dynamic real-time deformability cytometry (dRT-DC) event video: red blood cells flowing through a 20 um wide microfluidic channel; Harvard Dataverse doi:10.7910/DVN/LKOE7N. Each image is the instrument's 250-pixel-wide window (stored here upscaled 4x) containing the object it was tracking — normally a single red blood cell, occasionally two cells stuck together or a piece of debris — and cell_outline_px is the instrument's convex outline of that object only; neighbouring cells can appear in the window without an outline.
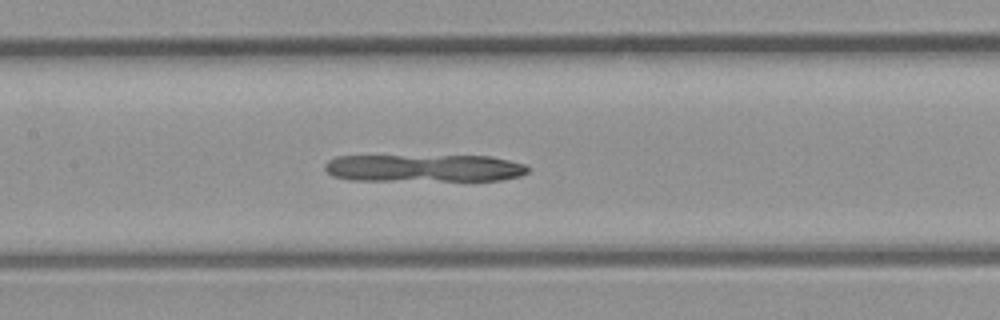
{"species": "common noctule bat (a hibernating species)", "species_latin": "Nyctalus noctula", "temperature_condition": "room temperature", "stored_images_in_passage": 21, "camera_frame_rate_fps": 3000, "um_per_image_px": 0.085, "animal": {"sex": "male", "body_mass_g": 23.1, "forearm_length_mm": 52.7}, "frame": {"image": 1, "passage_image": 18, "time_ms": 5.667, "image_size_px": [1000, 320], "cell_outline_px": [[532, 168], [528, 172], [520, 176], [500, 180], [352, 180], [332, 176], [324, 168], [324, 164], [328, 160], [336, 156], [492, 156], [524, 164]], "centroid_in_image_um": [36.06, 14.28], "position_along_channel_um": 171.3, "area_um2": 32.6}}